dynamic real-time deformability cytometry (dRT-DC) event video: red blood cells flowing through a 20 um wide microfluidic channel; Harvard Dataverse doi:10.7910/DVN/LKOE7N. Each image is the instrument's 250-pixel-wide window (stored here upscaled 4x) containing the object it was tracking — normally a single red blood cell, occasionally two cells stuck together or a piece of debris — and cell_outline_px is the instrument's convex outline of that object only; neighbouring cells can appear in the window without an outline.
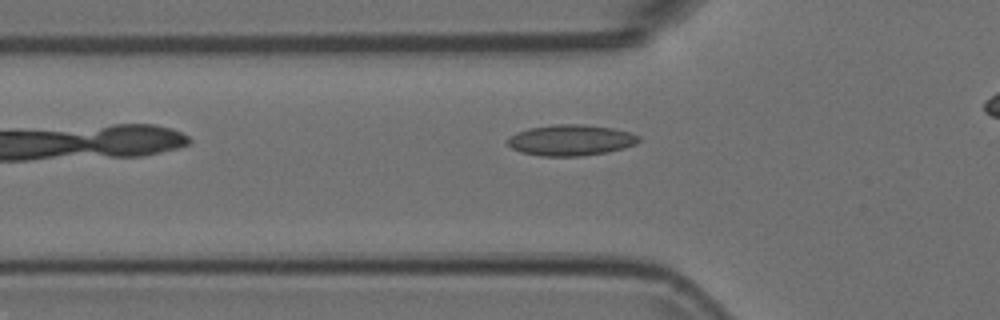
{"species": "Egyptian fruit bat (a non-hibernating species)", "species_latin": "Rousettus aegyptiacus", "temperature_condition": "room temperature", "stored_images_in_passage": 34, "camera_frame_rate_fps": 3000, "um_per_image_px": 0.085, "animal": {"sex": "female"}, "frame": {"image": 1, "passage_image": 8, "time_ms": 2.333, "image_size_px": [1000, 320], "cell_outline_px": [[640, 140], [636, 144], [624, 148], [608, 152], [580, 156], [540, 156], [520, 152], [512, 148], [504, 140], [508, 136], [516, 132], [528, 128], [556, 124], [584, 124], [612, 128], [628, 132], [640, 136]], "centroid_in_image_um": [48.48, 11.91], "position_along_channel_um": 77.3, "area_um2": 23.87}}
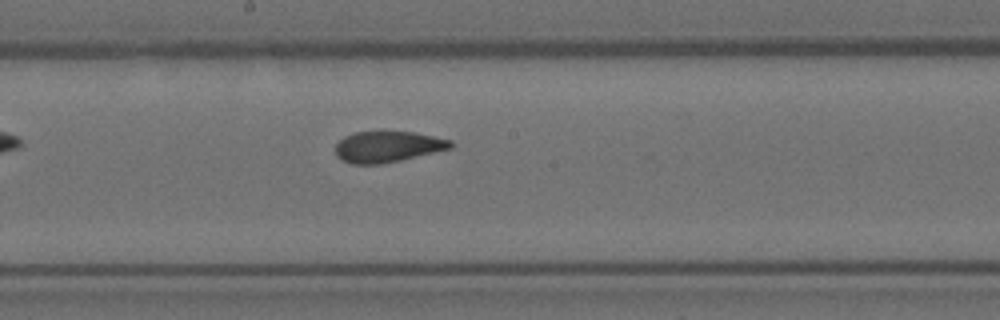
{"frame": {"image": 2, "passage_image": 19, "time_ms": 6.0, "image_size_px": [1000, 320], "cell_outline_px": [[456, 144], [452, 148], [400, 160], [380, 164], [352, 164], [340, 160], [336, 156], [336, 144], [344, 136], [356, 132], [416, 132], [452, 140]], "centroid_in_image_um": [32.96, 12.47], "position_along_channel_um": 215.2, "area_um2": 20.87}}
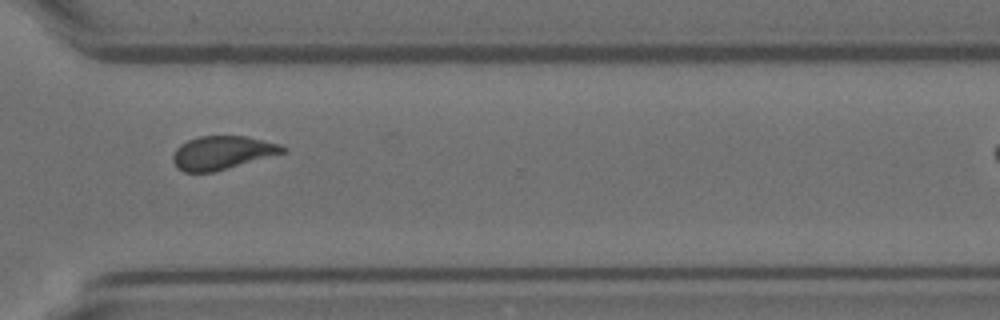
{"frame": {"image": 3, "passage_image": 30, "time_ms": 9.667, "image_size_px": [1000, 320], "cell_outline_px": [[288, 152], [212, 172], [184, 172], [176, 168], [172, 160], [172, 156], [176, 148], [180, 144], [188, 140], [200, 136], [248, 136], [280, 144], [288, 148]], "centroid_in_image_um": [18.9, 12.97], "position_along_channel_um": 351.7, "area_um2": 21.56}}